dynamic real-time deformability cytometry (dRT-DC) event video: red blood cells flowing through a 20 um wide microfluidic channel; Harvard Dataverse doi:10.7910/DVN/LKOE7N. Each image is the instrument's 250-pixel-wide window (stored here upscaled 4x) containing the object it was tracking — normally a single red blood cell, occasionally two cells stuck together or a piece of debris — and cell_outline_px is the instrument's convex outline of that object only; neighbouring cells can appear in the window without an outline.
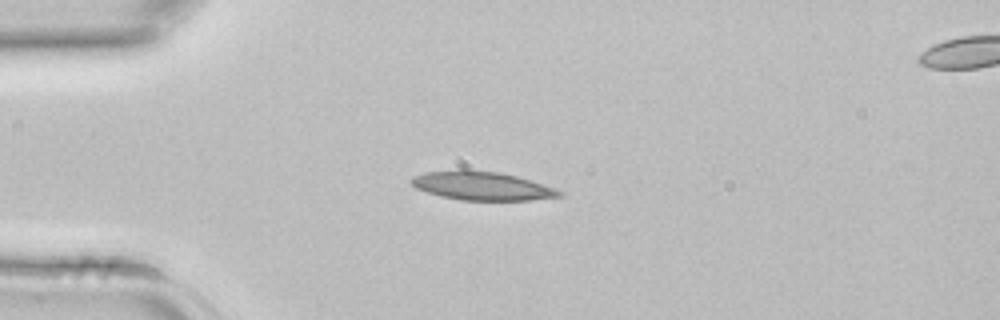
{"species": "common noctule bat (a hibernating species)", "species_latin": "Nyctalus noctula", "temperature_condition": "room temperature", "stored_images_in_passage": 3, "camera_frame_rate_fps": 3000, "um_per_image_px": 0.085, "animal": {"sex": "female", "body_mass_g": 22.7, "forearm_length_mm": 54.2}, "frame": {"image": 1, "passage_image": 2, "time_ms": 0.333, "image_size_px": [1000, 320], "cell_outline_px": [[564, 196], [528, 200], [460, 200], [440, 196], [416, 188], [408, 180], [412, 176], [424, 172], [456, 168], [464, 168], [500, 172], [516, 176], [564, 192]], "centroid_in_image_um": [40.87, 15.77], "position_along_channel_um": 44.1, "area_um2": 24.91}}